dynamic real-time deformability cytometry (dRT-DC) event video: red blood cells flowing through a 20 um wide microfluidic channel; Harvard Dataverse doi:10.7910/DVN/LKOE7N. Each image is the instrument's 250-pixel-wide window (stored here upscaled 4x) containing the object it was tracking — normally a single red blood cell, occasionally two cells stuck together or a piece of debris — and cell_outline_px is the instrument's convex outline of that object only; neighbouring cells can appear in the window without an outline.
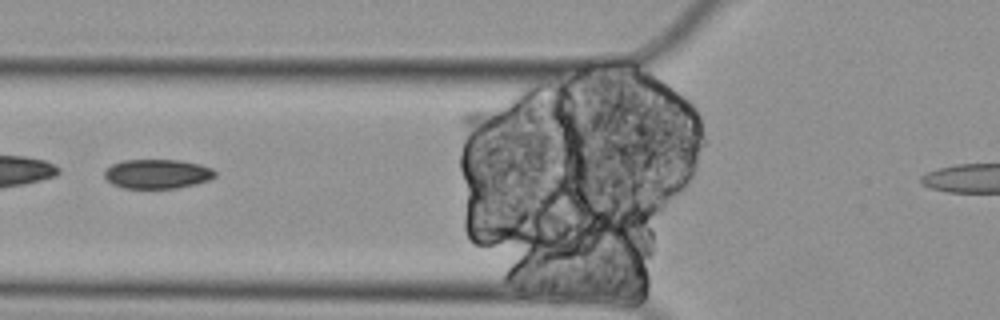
{"species": "Egyptian fruit bat (a non-hibernating species)", "species_latin": "Rousettus aegyptiacus", "temperature_condition": "cold", "stored_images_in_passage": 7, "camera_frame_rate_fps": 3000, "um_per_image_px": 0.085, "animal": {"sex": "female"}, "frame": {"image": 1, "passage_image": 5, "time_ms": 1.333, "image_size_px": [1000, 320], "cell_outline_px": [[216, 176], [208, 180], [196, 184], [176, 188], [124, 188], [112, 184], [104, 176], [104, 172], [112, 164], [124, 160], [180, 160], [200, 164], [212, 168], [216, 172]], "centroid_in_image_um": [13.39, 14.78], "position_along_channel_um": 112.4, "area_um2": 18.9}}